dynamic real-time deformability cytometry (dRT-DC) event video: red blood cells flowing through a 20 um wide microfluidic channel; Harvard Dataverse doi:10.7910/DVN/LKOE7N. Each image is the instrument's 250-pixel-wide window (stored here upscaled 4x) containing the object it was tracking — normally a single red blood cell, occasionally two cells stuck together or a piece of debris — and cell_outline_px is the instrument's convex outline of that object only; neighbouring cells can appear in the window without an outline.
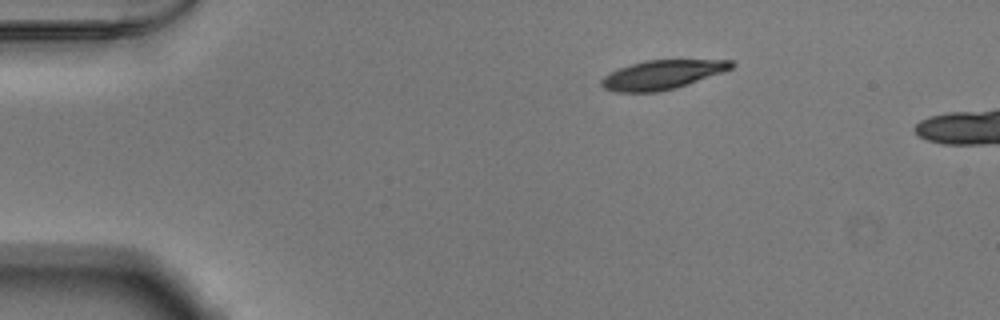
{"species": "Egyptian fruit bat (a non-hibernating species)", "species_latin": "Rousettus aegyptiacus", "temperature_condition": "warm", "stored_images_in_passage": 8, "camera_frame_rate_fps": 3000, "um_per_image_px": 0.085, "animal": {"sex": "male"}, "frame": {"image": 1, "passage_image": 1, "time_ms": 0.0, "image_size_px": [1000, 320], "cell_outline_px": [[736, 64], [732, 68], [724, 72], [672, 88], [656, 92], [616, 92], [604, 88], [600, 84], [600, 80], [604, 76], [620, 68], [644, 60], [732, 60]], "centroid_in_image_um": [56.28, 6.34], "position_along_channel_um": 28.7, "area_um2": 21.68}}